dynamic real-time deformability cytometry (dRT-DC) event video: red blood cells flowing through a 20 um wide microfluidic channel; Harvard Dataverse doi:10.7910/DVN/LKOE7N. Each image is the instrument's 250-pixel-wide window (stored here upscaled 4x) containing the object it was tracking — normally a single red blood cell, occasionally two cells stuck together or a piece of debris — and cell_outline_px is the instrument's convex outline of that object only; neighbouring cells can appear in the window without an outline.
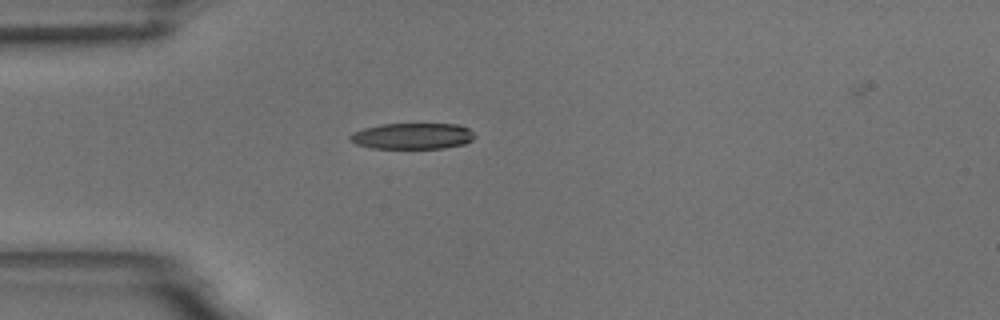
{"species": "common noctule bat (a hibernating species)", "species_latin": "Nyctalus noctula", "temperature_condition": "room temperature", "stored_images_in_passage": 2, "camera_frame_rate_fps": 3000, "um_per_image_px": 0.085, "animal": {"sex": "male", "body_mass_g": 18.8}, "frame": {"image": 1, "passage_image": 1, "time_ms": 0.0, "image_size_px": [1000, 320], "cell_outline_px": [[476, 136], [472, 140], [464, 144], [444, 148], [372, 148], [356, 144], [348, 140], [348, 136], [352, 132], [364, 128], [380, 124], [456, 124], [468, 128]], "centroid_in_image_um": [35.03, 11.56], "position_along_channel_um": 50.0, "area_um2": 19.02}}